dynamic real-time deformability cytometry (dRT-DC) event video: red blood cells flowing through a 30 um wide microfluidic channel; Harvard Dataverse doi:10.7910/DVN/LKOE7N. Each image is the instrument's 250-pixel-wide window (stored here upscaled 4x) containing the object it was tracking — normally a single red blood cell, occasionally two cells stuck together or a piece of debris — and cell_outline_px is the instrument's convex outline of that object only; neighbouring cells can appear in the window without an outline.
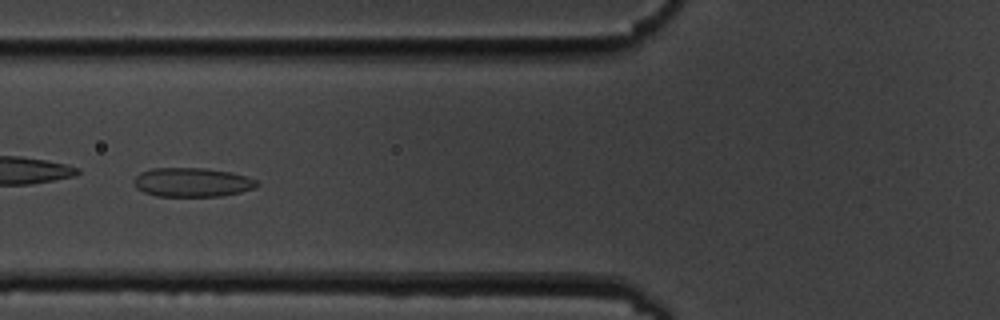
{"species": "common noctule bat (a hibernating species)", "species_latin": "Nyctalus noctula", "temperature_condition": "cold", "stored_images_in_passage": 10, "camera_frame_rate_fps": 3000, "um_per_image_px": 0.085, "animal": {"sex": "male", "body_mass_g": 19.5, "forearm_length_mm": 54.6}, "frame": {"image": 1, "passage_image": 6, "time_ms": 5.667, "image_size_px": [1000, 320], "cell_outline_px": [[260, 184], [256, 188], [240, 192], [220, 196], [156, 196], [144, 192], [136, 188], [132, 184], [132, 180], [140, 172], [152, 168], [204, 168], [232, 172], [248, 176], [256, 180]], "centroid_in_image_um": [16.33, 15.49], "position_along_channel_um": 109.5, "area_um2": 21.1}}
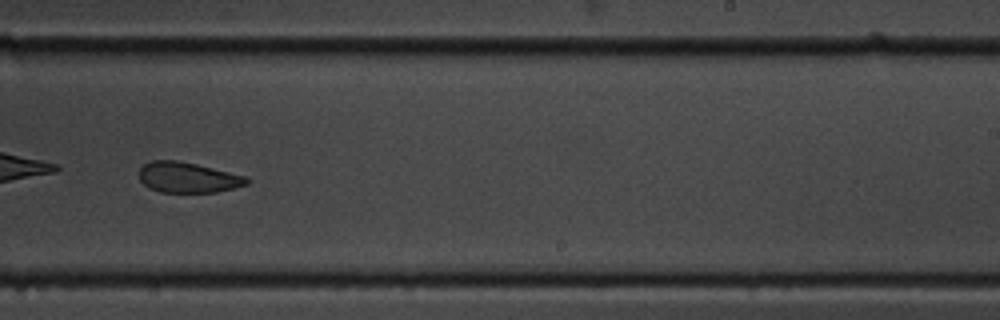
{"frame": {"image": 2, "passage_image": 10, "time_ms": 10.333, "image_size_px": [1000, 320], "cell_outline_px": [[248, 184], [216, 192], [160, 192], [148, 188], [140, 180], [140, 168], [144, 164], [152, 160], [176, 160], [196, 164], [244, 176], [248, 180]], "centroid_in_image_um": [15.92, 15.08], "position_along_channel_um": 273.1, "area_um2": 18.84}}